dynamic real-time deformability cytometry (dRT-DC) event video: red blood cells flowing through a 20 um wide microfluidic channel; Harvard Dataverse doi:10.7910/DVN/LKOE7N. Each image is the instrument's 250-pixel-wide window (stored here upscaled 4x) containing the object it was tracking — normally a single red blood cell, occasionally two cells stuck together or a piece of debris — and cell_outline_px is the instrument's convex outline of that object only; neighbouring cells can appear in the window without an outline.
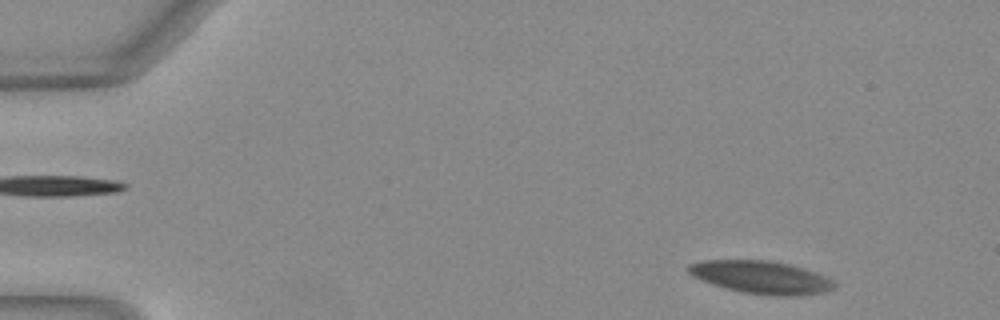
{"species": "Egyptian fruit bat (a non-hibernating species)", "species_latin": "Rousettus aegyptiacus", "temperature_condition": "warm", "stored_images_in_passage": 49, "camera_frame_rate_fps": 3000, "um_per_image_px": 0.085, "animal": {"sex": "female"}, "frame": {"image": 1, "passage_image": 3, "time_ms": 0.667, "image_size_px": [1000, 320], "cell_outline_px": [[836, 288], [824, 292], [788, 296], [780, 296], [744, 292], [728, 288], [692, 276], [688, 272], [688, 264], [704, 260], [768, 260], [788, 264], [816, 272], [828, 276], [836, 280]], "centroid_in_image_um": [64.77, 23.55], "position_along_channel_um": 20.2, "area_um2": 27.57}}
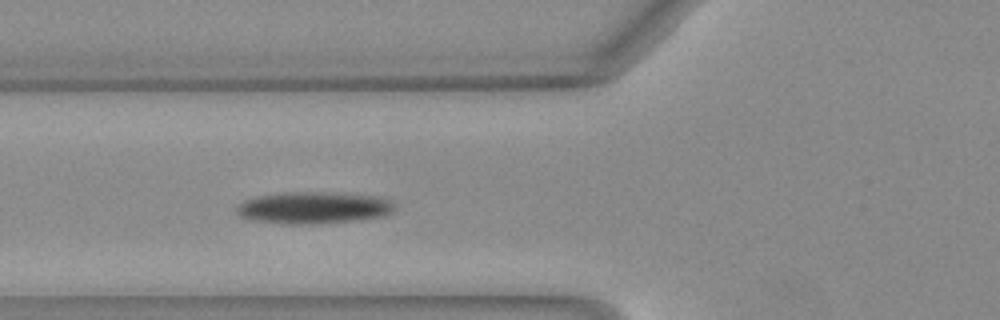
{"frame": {"image": 2, "passage_image": 17, "time_ms": 5.333, "image_size_px": [1000, 320], "cell_outline_px": [[396, 208], [392, 212], [384, 216], [364, 220], [316, 224], [280, 224], [252, 220], [240, 216], [236, 212], [236, 208], [244, 200], [260, 196], [292, 192], [320, 192], [372, 196], [392, 200]], "centroid_in_image_um": [26.68, 17.68], "position_along_channel_um": 99.1, "area_um2": 29.42}}
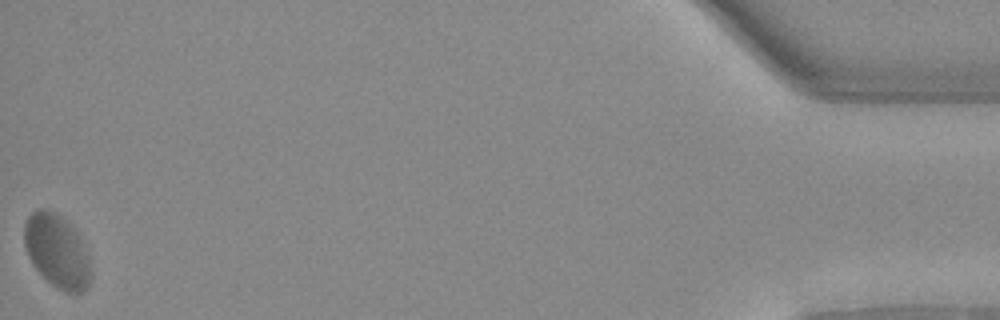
{"frame": {"image": 3, "passage_image": 49, "time_ms": 16.0, "image_size_px": [1000, 320], "cell_outline_px": [[92, 276], [84, 292], [64, 292], [52, 284], [32, 264], [28, 256], [24, 244], [24, 224], [28, 216], [32, 212], [52, 212], [64, 220], [80, 236], [88, 252], [92, 272]], "centroid_in_image_um": [4.88, 21.4], "position_along_channel_um": 430.3, "area_um2": 27.98}, "authors_computed_cell_mechanics": {"area_um2": 27.6862, "velocity_mm_per_s": 3.9785, "shape_relaxation_time_tau1_ms": null, "shape_relaxation_time_tau2_ms": 2.2141, "deformation_change_tau1": null, "deformation_change_tau2": 0.0515}}